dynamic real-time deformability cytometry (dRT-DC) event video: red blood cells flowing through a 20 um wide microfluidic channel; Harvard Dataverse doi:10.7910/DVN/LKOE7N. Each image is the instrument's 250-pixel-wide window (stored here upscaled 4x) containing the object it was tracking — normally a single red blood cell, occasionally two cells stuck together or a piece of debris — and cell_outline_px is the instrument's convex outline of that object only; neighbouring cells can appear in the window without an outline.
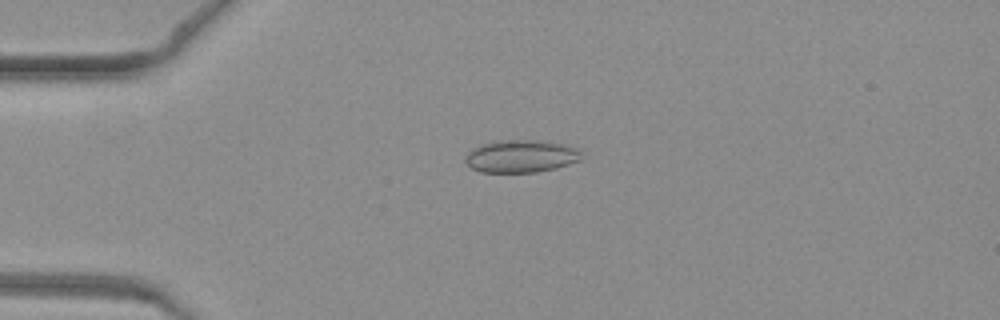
{"species": "common noctule bat (a hibernating species)", "species_latin": "Nyctalus noctula", "temperature_condition": "warm", "stored_images_in_passage": 35, "camera_frame_rate_fps": 3000, "um_per_image_px": 0.085, "animal": {"sex": "female", "body_mass_g": 19.3, "forearm_length_mm": 54.1}, "frame": {"image": 1, "passage_image": 1, "time_ms": 0.0, "image_size_px": [1000, 320], "cell_outline_px": [[580, 160], [556, 168], [536, 172], [480, 172], [472, 168], [464, 160], [468, 152], [472, 148], [480, 144], [500, 140], [544, 140], [564, 144], [580, 148]], "centroid_in_image_um": [44.29, 13.26], "position_along_channel_um": 40.7, "area_um2": 22.2}}
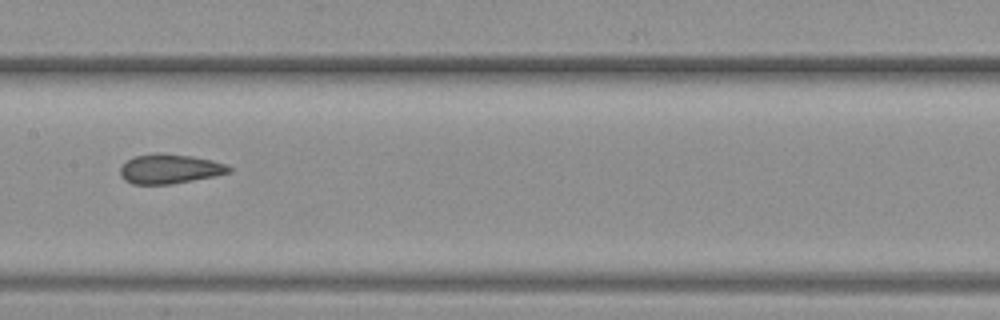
{"frame": {"image": 2, "passage_image": 13, "time_ms": 4.0, "image_size_px": [1000, 320], "cell_outline_px": [[232, 172], [216, 176], [172, 184], [132, 184], [124, 180], [120, 176], [120, 168], [128, 160], [136, 156], [156, 152], [164, 152], [192, 156], [212, 160], [228, 164], [232, 168]], "centroid_in_image_um": [14.46, 14.35], "position_along_channel_um": 192.9, "area_um2": 19.02}}
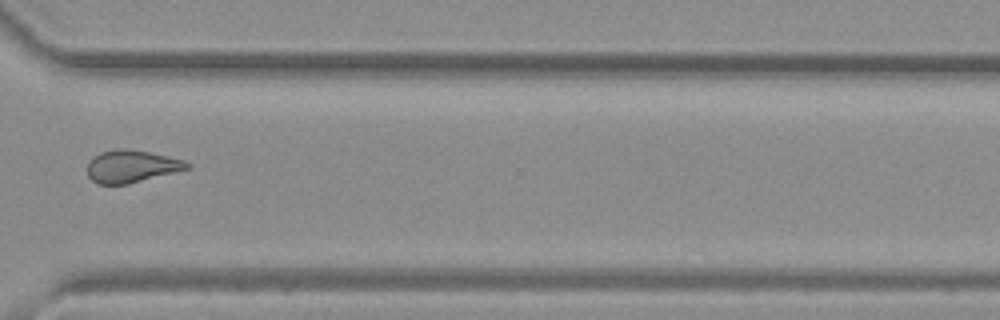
{"frame": {"image": 3, "passage_image": 24, "time_ms": 7.667, "image_size_px": [1000, 320], "cell_outline_px": [[192, 168], [128, 184], [96, 184], [88, 176], [88, 160], [92, 156], [100, 152], [116, 148], [128, 148], [168, 156], [184, 160], [192, 164]], "centroid_in_image_um": [11.18, 14.13], "position_along_channel_um": 359.4, "area_um2": 19.13}}